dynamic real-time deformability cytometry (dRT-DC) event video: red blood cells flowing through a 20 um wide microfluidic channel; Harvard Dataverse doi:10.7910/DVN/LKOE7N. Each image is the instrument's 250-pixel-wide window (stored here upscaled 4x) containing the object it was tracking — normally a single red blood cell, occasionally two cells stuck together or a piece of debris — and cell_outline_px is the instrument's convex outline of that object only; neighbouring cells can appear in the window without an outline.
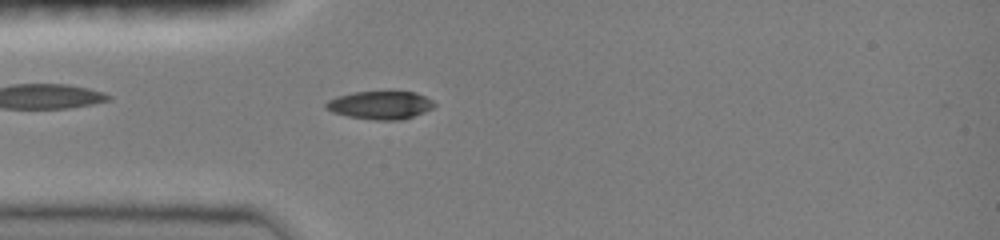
{"species": "common noctule bat (a hibernating species)", "species_latin": "Nyctalus noctula", "temperature_condition": "room temperature", "stored_images_in_passage": 46, "camera_frame_rate_fps": 3000, "um_per_image_px": 0.085, "animal": {"sex": "female", "body_mass_g": 19.0, "forearm_length_mm": 51.5}, "frame": {"image": 1, "passage_image": 12, "time_ms": 3.667, "image_size_px": [1000, 240], "cell_outline_px": [[436, 104], [432, 108], [424, 112], [400, 120], [376, 120], [348, 116], [332, 112], [324, 108], [324, 104], [328, 100], [336, 96], [352, 92], [416, 92], [432, 100]], "centroid_in_image_um": [32.29, 8.93], "position_along_channel_um": 52.7, "area_um2": 17.69}}
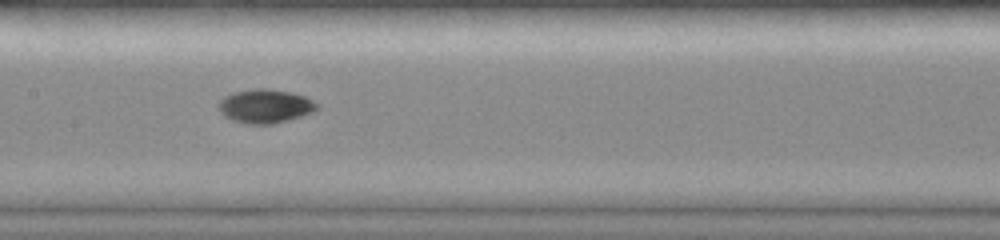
{"frame": {"image": 2, "passage_image": 22, "time_ms": 7.0, "image_size_px": [1000, 240], "cell_outline_px": [[320, 108], [312, 112], [288, 120], [272, 124], [248, 124], [232, 120], [224, 116], [220, 112], [220, 100], [224, 96], [232, 92], [256, 88], [264, 88], [288, 92], [304, 96], [320, 104]], "centroid_in_image_um": [22.55, 9.02], "position_along_channel_um": 184.9, "area_um2": 19.31}}
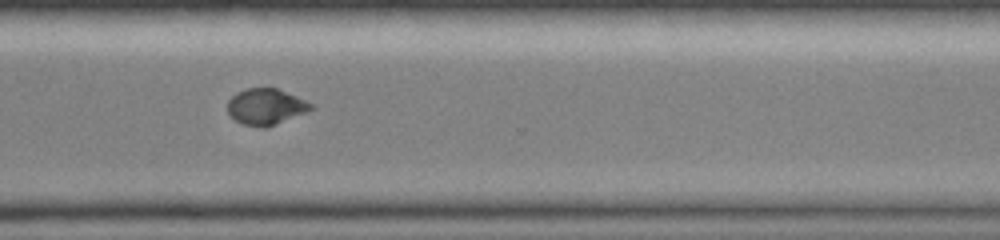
{"frame": {"image": 3, "passage_image": 34, "time_ms": 11.0, "image_size_px": [1000, 240], "cell_outline_px": [[316, 108], [264, 128], [260, 128], [244, 124], [236, 120], [228, 112], [228, 100], [236, 92], [248, 88], [276, 88], [296, 96], [312, 104]], "centroid_in_image_um": [22.58, 9.06], "position_along_channel_um": 348.0, "area_um2": 17.28}, "authors_computed_cell_mechanics": {"area_um2": 17.9758, "velocity_mm_per_s": 4.0732, "shape_relaxation_time_tau1_ms": 5.1047, "shape_relaxation_time_tau2_ms": 3.4389, "deformation_change_tau1": 0.1838, "deformation_change_tau2": 0.0509}}